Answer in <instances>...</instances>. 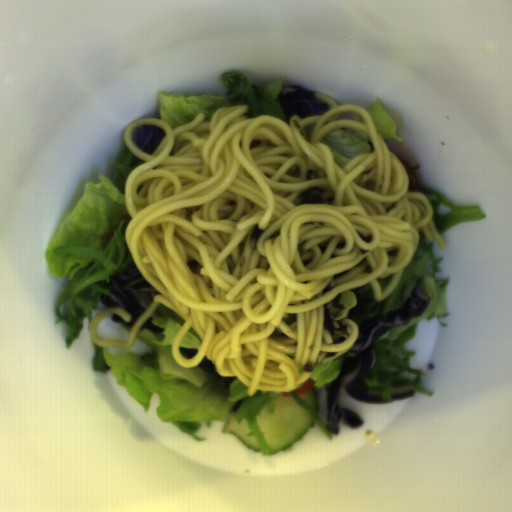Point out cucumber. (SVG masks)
Segmentation results:
<instances>
[{"instance_id": "888e309b", "label": "cucumber", "mask_w": 512, "mask_h": 512, "mask_svg": "<svg viewBox=\"0 0 512 512\" xmlns=\"http://www.w3.org/2000/svg\"><path fill=\"white\" fill-rule=\"evenodd\" d=\"M297 395L300 399L305 400L307 405L312 407L317 413H320L318 393L314 387L308 393Z\"/></svg>"}, {"instance_id": "8b760119", "label": "cucumber", "mask_w": 512, "mask_h": 512, "mask_svg": "<svg viewBox=\"0 0 512 512\" xmlns=\"http://www.w3.org/2000/svg\"><path fill=\"white\" fill-rule=\"evenodd\" d=\"M278 396L273 402L274 412L269 413L263 404L255 420L272 453L286 451L301 440L316 425L313 417L287 392H267Z\"/></svg>"}, {"instance_id": "586b57bf", "label": "cucumber", "mask_w": 512, "mask_h": 512, "mask_svg": "<svg viewBox=\"0 0 512 512\" xmlns=\"http://www.w3.org/2000/svg\"><path fill=\"white\" fill-rule=\"evenodd\" d=\"M248 420L237 422L235 413H230L225 426L222 430L224 434L234 435L240 442H242L247 448L254 453H261L258 441L255 436H249L248 433L251 431L249 428Z\"/></svg>"}]
</instances>
